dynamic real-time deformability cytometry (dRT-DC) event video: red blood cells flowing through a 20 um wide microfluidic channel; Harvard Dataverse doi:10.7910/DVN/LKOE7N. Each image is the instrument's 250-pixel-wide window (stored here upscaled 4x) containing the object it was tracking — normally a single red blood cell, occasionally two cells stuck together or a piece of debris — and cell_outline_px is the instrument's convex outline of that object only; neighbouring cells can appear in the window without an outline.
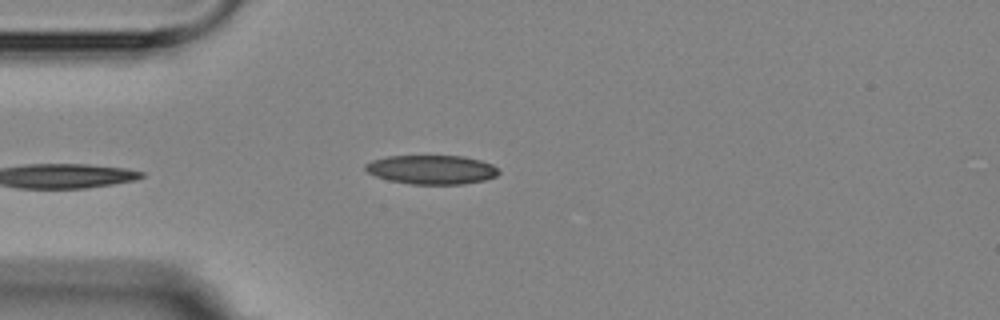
{"species": "Egyptian fruit bat (a non-hibernating species)", "species_latin": "Rousettus aegyptiacus", "temperature_condition": "room temperature", "stored_images_in_passage": 1, "camera_frame_rate_fps": 3000, "um_per_image_px": 0.085, "animal": {"sex": "female"}, "frame": {"image": 1, "passage_image": 1, "time_ms": 0.0, "image_size_px": [1000, 320], "cell_outline_px": [[500, 172], [496, 176], [484, 180], [464, 184], [412, 184], [388, 180], [376, 176], [368, 172], [364, 168], [364, 164], [372, 160], [388, 156], [464, 156], [480, 160], [492, 164]], "centroid_in_image_um": [36.68, 14.42], "position_along_channel_um": 48.3, "area_um2": 22.54}}